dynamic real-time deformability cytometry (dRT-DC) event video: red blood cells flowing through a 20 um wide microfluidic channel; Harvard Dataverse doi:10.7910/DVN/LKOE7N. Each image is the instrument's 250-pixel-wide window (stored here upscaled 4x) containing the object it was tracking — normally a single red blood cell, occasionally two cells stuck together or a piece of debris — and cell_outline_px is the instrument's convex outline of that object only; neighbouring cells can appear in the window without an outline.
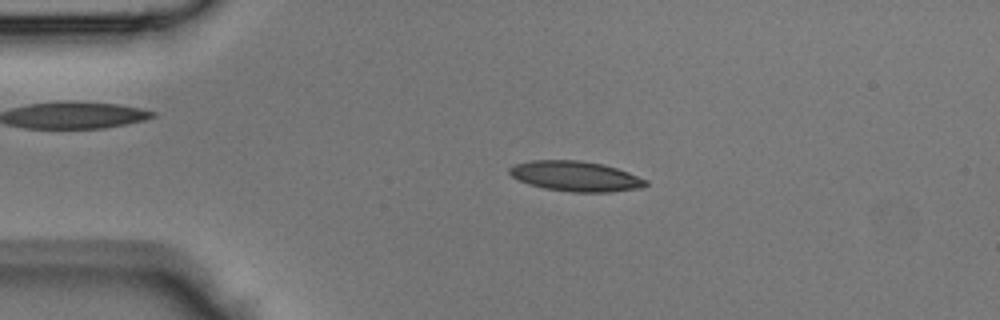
{"species": "Egyptian fruit bat (a non-hibernating species)", "species_latin": "Rousettus aegyptiacus", "temperature_condition": "room temperature", "stored_images_in_passage": 45, "camera_frame_rate_fps": 3000, "um_per_image_px": 0.085, "animal": {"sex": "male"}, "frame": {"image": 1, "passage_image": 10, "time_ms": 3.0, "image_size_px": [1000, 320], "cell_outline_px": [[648, 184], [644, 188], [612, 192], [572, 192], [544, 188], [528, 184], [512, 176], [508, 172], [508, 168], [516, 164], [532, 160], [580, 160], [604, 164], [628, 172], [648, 180]], "centroid_in_image_um": [48.96, 14.98], "position_along_channel_um": 36.0, "area_um2": 24.1}}
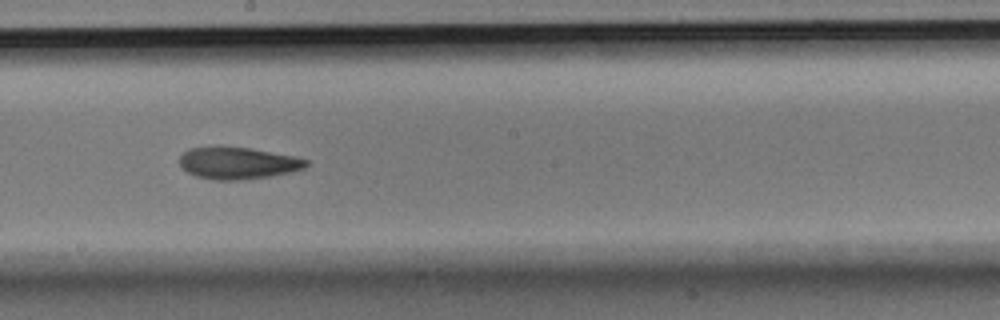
{"frame": {"image": 2, "passage_image": 25, "time_ms": 8.0, "image_size_px": [1000, 320], "cell_outline_px": [[308, 164], [304, 168], [292, 172], [272, 176], [240, 180], [216, 180], [196, 176], [188, 172], [180, 164], [180, 156], [188, 148], [252, 148], [296, 156], [308, 160]], "centroid_in_image_um": [20.28, 13.88], "position_along_channel_um": 227.9, "area_um2": 23.29}}
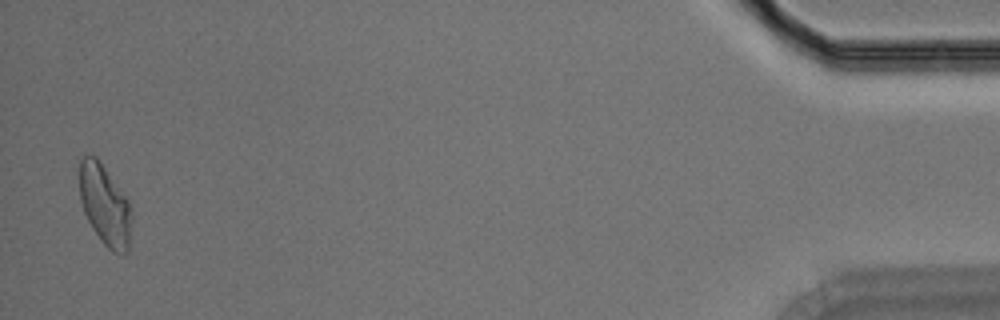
{"frame": {"image": 3, "passage_image": 44, "time_ms": 14.333, "image_size_px": [1000, 320], "cell_outline_px": [[132, 216], [128, 252], [112, 252], [100, 240], [92, 228], [84, 212], [80, 200], [80, 160], [84, 156], [96, 156], [128, 200], [132, 208]], "centroid_in_image_um": [8.92, 17.45], "position_along_channel_um": 426.3, "area_um2": 24.28}}